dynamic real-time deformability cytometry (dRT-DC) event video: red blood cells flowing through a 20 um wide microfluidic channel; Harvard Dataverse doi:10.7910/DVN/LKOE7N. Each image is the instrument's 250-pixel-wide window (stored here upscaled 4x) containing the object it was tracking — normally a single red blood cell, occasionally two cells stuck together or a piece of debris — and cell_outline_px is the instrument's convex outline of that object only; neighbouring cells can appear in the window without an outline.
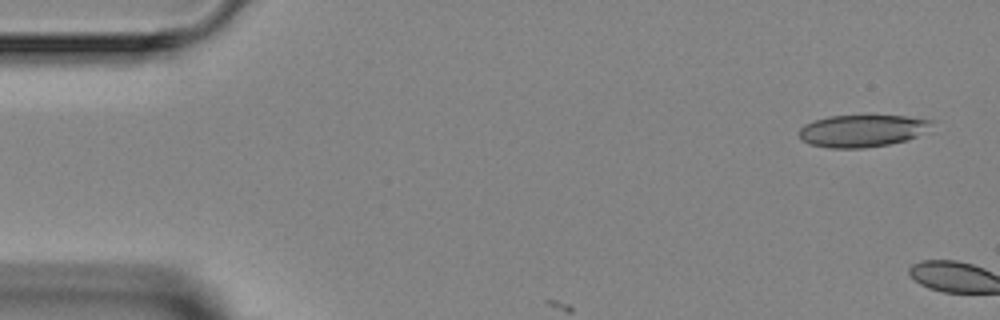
{"species": "Egyptian fruit bat (a non-hibernating species)", "species_latin": "Rousettus aegyptiacus", "temperature_condition": "room temperature", "stored_images_in_passage": 3, "camera_frame_rate_fps": 3000, "um_per_image_px": 0.085, "animal": {"sex": "female"}, "frame": {"image": 1, "passage_image": 1, "time_ms": 0.0, "image_size_px": [1000, 320], "cell_outline_px": [[936, 120], [916, 136], [908, 140], [888, 144], [864, 148], [828, 148], [808, 144], [800, 140], [800, 128], [804, 124], [828, 116], [908, 116]], "centroid_in_image_um": [73.24, 11.12], "position_along_channel_um": 11.8, "area_um2": 24.74}}